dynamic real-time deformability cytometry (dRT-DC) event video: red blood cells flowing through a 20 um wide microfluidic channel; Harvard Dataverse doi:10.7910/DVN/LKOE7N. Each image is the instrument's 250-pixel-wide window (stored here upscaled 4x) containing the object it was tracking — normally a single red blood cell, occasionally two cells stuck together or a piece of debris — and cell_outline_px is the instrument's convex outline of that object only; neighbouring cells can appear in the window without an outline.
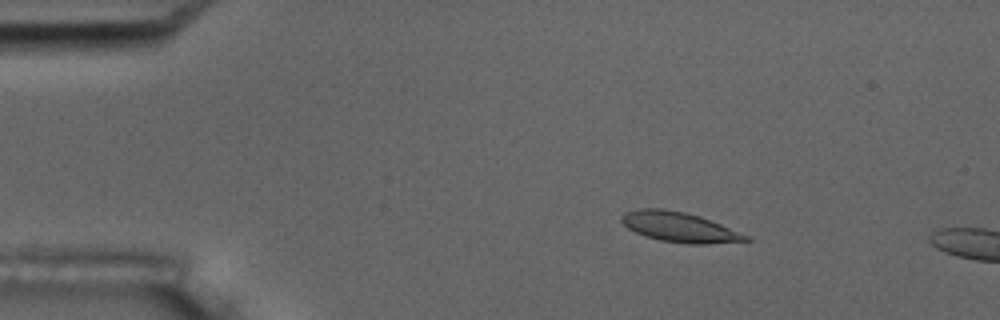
{"species": "common noctule bat (a hibernating species)", "species_latin": "Nyctalus noctula", "temperature_condition": "room temperature", "stored_images_in_passage": 5, "camera_frame_rate_fps": 3000, "um_per_image_px": 0.085, "animal": {"sex": "male", "body_mass_g": 17.5, "forearm_length_mm": 52.3}, "frame": {"image": 1, "passage_image": 3, "time_ms": 2.333, "image_size_px": [1000, 320], "cell_outline_px": [[752, 240], [708, 244], [688, 244], [660, 240], [644, 236], [628, 228], [620, 220], [620, 216], [624, 212], [640, 208], [664, 208], [684, 212], [700, 216], [752, 236]], "centroid_in_image_um": [57.77, 19.3], "position_along_channel_um": 27.2, "area_um2": 21.91}}